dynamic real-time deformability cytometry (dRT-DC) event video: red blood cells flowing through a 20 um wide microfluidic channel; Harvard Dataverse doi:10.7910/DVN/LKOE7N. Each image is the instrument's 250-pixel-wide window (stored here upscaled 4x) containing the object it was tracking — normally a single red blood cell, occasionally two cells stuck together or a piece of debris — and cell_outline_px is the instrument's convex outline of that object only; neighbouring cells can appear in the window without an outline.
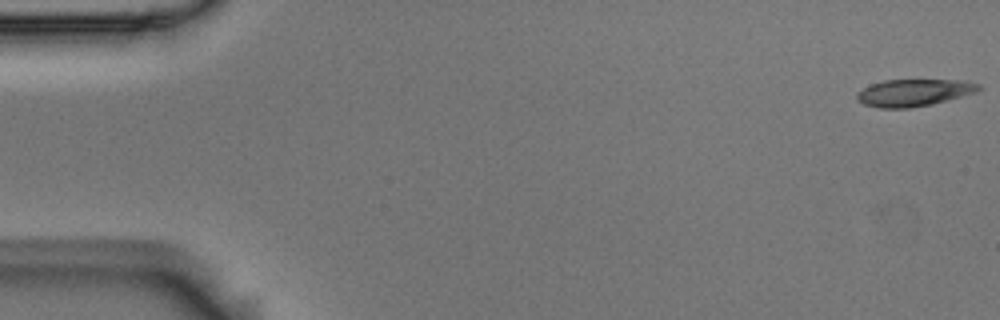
{"species": "Egyptian fruit bat (a non-hibernating species)", "species_latin": "Rousettus aegyptiacus", "temperature_condition": "room temperature", "stored_images_in_passage": 6, "camera_frame_rate_fps": 3000, "um_per_image_px": 0.085, "animal": {"sex": "male"}, "frame": {"image": 1, "passage_image": 1, "time_ms": 0.0, "image_size_px": [1000, 320], "cell_outline_px": [[980, 88], [976, 92], [932, 104], [908, 108], [880, 108], [864, 104], [856, 100], [856, 92], [872, 84], [884, 80], [968, 80], [980, 84]], "centroid_in_image_um": [77.67, 7.87], "position_along_channel_um": 7.3, "area_um2": 19.19}}
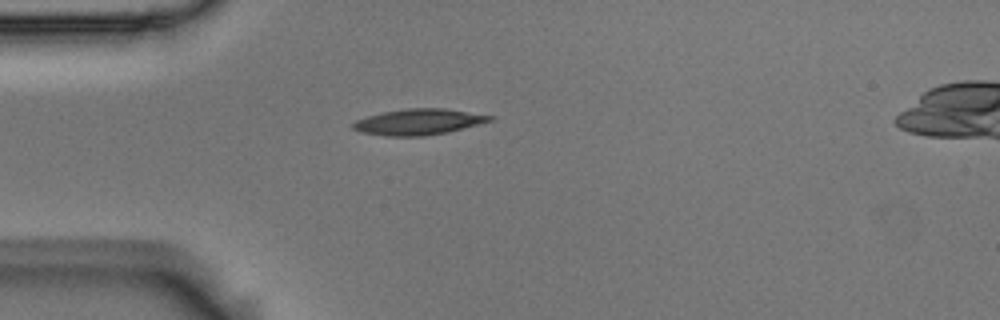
{"frame": {"image": 2, "passage_image": 5, "time_ms": 1.333, "image_size_px": [1000, 320], "cell_outline_px": [[496, 116], [492, 120], [448, 132], [424, 136], [384, 136], [360, 132], [352, 128], [352, 124], [356, 120], [368, 116], [384, 112], [408, 108], [444, 108]], "centroid_in_image_um": [35.57, 10.36], "position_along_channel_um": 49.4, "area_um2": 20.58}}